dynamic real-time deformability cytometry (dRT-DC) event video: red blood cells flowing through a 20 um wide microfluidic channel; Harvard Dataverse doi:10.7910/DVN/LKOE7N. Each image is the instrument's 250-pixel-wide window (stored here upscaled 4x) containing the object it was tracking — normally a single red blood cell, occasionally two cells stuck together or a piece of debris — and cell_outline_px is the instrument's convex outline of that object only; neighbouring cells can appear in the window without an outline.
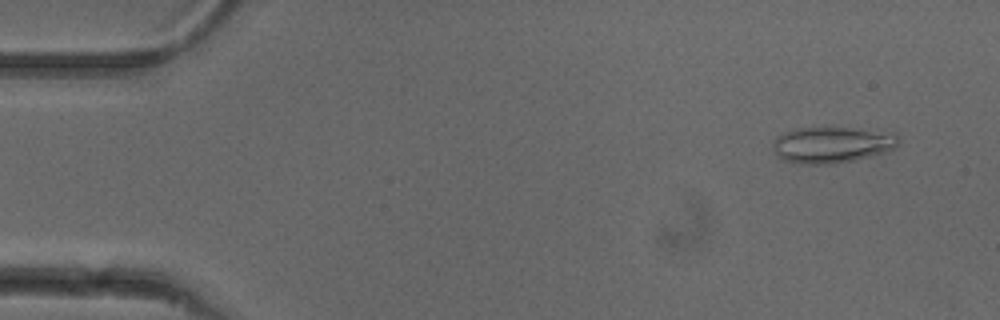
{"species": "common noctule bat (a hibernating species)", "species_latin": "Nyctalus noctula", "temperature_condition": "cold", "stored_images_in_passage": 52, "camera_frame_rate_fps": 3000, "um_per_image_px": 0.085, "animal": {"sex": "female"}, "frame": {"image": 1, "passage_image": 4, "time_ms": 1.0, "image_size_px": [1000, 320], "cell_outline_px": [[900, 144], [896, 148], [884, 152], [856, 160], [836, 164], [800, 164], [784, 160], [776, 156], [772, 144], [776, 136], [784, 132], [796, 128], [848, 128], [896, 132], [900, 140]], "centroid_in_image_um": [70.74, 12.31], "position_along_channel_um": 14.3, "area_um2": 26.88}}
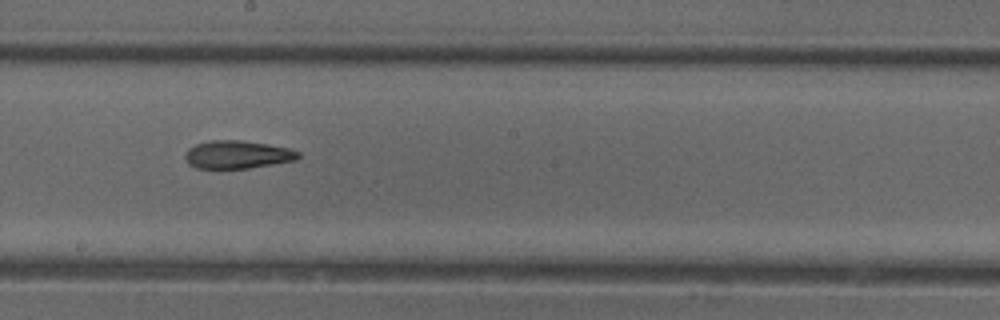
{"frame": {"image": 2, "passage_image": 29, "time_ms": 9.333, "image_size_px": [1000, 320], "cell_outline_px": [[300, 156], [296, 160], [248, 168], [196, 168], [188, 164], [184, 156], [184, 152], [188, 148], [196, 144], [208, 140], [240, 140], [268, 144], [288, 148], [300, 152]], "centroid_in_image_um": [20.14, 13.13], "position_along_channel_um": 228.1, "area_um2": 18.5}}
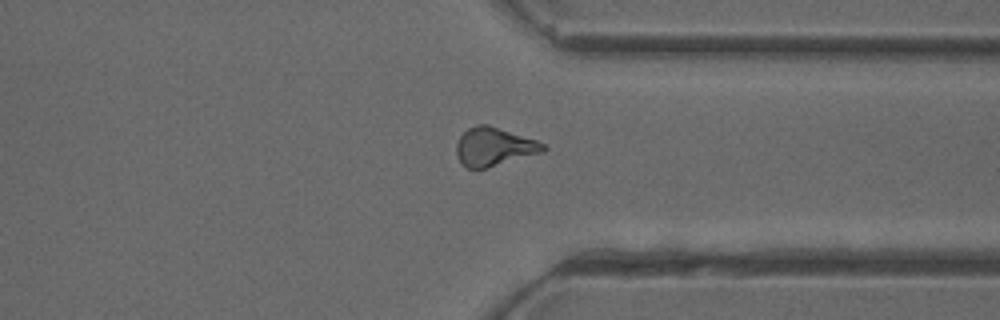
{"frame": {"image": 3, "passage_image": 40, "time_ms": 13.0, "image_size_px": [1000, 320], "cell_outline_px": [[548, 148], [544, 152], [488, 168], [468, 168], [456, 156], [456, 144], [460, 136], [468, 128], [476, 124], [488, 124], [536, 140], [544, 144]], "centroid_in_image_um": [42.01, 12.47], "position_along_channel_um": 369.4, "area_um2": 19.48}, "authors_computed_cell_mechanics": {"area_um2": 19.2763, "velocity_mm_per_s": 3.8968, "shape_relaxation_time_tau1_ms": 7.1348, "shape_relaxation_time_tau2_ms": 3.5339, "deformation_change_tau1": 0.1754, "deformation_change_tau2": 0.126}}